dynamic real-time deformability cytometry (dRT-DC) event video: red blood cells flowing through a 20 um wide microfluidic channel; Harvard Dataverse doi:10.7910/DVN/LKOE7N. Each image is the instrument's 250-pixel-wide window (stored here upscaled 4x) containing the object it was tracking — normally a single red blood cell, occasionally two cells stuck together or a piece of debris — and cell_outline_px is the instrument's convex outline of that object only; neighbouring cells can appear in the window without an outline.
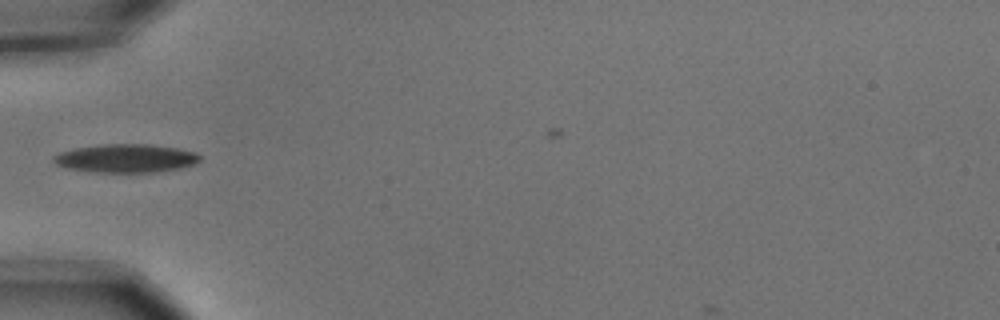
{"species": "common noctule bat (a hibernating species)", "species_latin": "Nyctalus noctula", "temperature_condition": "cold", "stored_images_in_passage": 8, "camera_frame_rate_fps": 3000, "um_per_image_px": 0.085, "animal": {"sex": "male", "body_mass_g": 15.6}, "frame": {"image": 1, "passage_image": 6, "time_ms": 1.667, "image_size_px": [1000, 320], "cell_outline_px": [[200, 160], [196, 164], [180, 168], [160, 172], [92, 172], [68, 168], [56, 164], [52, 160], [52, 156], [60, 152], [72, 148], [100, 144], [148, 144], [176, 148], [196, 152], [200, 156]], "centroid_in_image_um": [10.69, 13.45], "position_along_channel_um": 74.3, "area_um2": 24.45}}
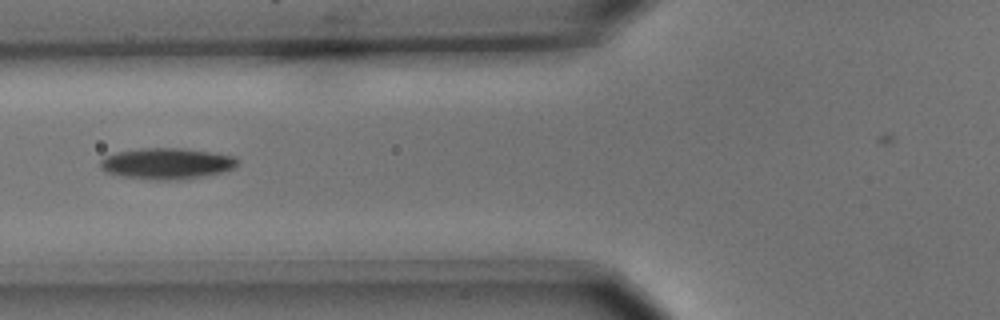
{"frame": {"image": 2, "passage_image": 7, "time_ms": 2.0, "image_size_px": [1000, 320], "cell_outline_px": [[240, 164], [236, 168], [204, 176], [180, 180], [148, 180], [120, 176], [108, 172], [100, 168], [100, 160], [104, 156], [116, 152], [140, 148], [180, 148], [212, 152], [236, 156], [240, 160]], "centroid_in_image_um": [14.2, 13.9], "position_along_channel_um": 111.6, "area_um2": 25.32}}